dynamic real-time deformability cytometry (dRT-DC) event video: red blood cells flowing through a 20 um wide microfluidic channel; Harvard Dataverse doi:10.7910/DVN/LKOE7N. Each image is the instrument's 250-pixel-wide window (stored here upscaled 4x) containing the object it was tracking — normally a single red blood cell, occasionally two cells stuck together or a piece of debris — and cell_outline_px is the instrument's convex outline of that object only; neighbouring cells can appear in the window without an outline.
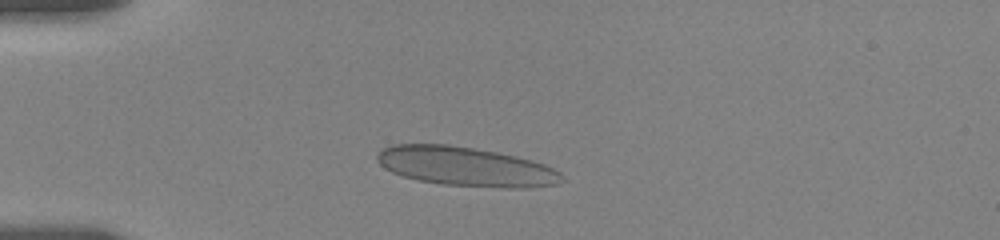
{"species": "human", "species_latin": "Homo sapiens", "temperature_condition": "room temperature", "stored_images_in_passage": 31, "camera_frame_rate_fps": 3000, "um_per_image_px": 0.085, "donor": {"sex": "female"}, "frame": {"image": 1, "passage_image": 8, "time_ms": 3.0, "image_size_px": [1000, 240], "cell_outline_px": [[568, 180], [556, 184], [524, 188], [504, 188], [444, 184], [420, 180], [404, 176], [392, 172], [384, 168], [376, 160], [376, 156], [384, 148], [392, 144], [448, 144], [496, 152], [544, 164], [560, 172]], "centroid_in_image_um": [39.6, 14.16], "position_along_channel_um": 45.4, "area_um2": 41.91}}
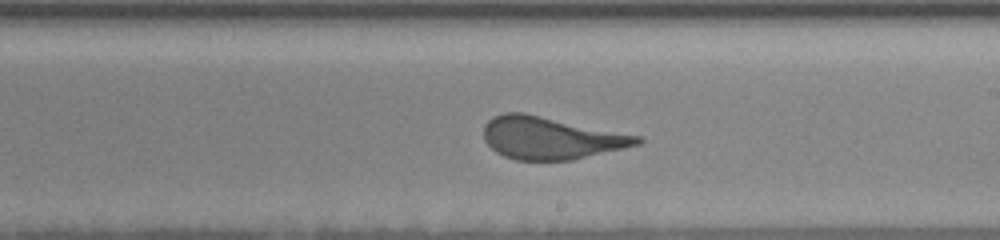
{"frame": {"image": 2, "passage_image": 18, "time_ms": 9.333, "image_size_px": [1000, 240], "cell_outline_px": [[644, 140], [640, 144], [624, 148], [572, 160], [516, 160], [504, 156], [496, 152], [484, 140], [484, 124], [488, 120], [504, 112], [524, 112], [640, 136]], "centroid_in_image_um": [46.81, 11.72], "position_along_channel_um": 242.2, "area_um2": 37.8}}
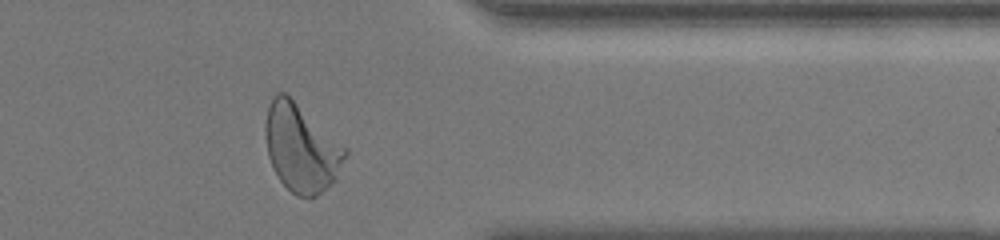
{"frame": {"image": 3, "passage_image": 28, "time_ms": 13.667, "image_size_px": [1000, 240], "cell_outline_px": [[348, 152], [336, 180], [316, 196], [296, 196], [280, 180], [268, 156], [264, 132], [264, 128], [268, 108], [272, 96], [276, 92], [284, 92], [348, 148]], "centroid_in_image_um": [25.61, 12.57], "position_along_channel_um": 385.8, "area_um2": 40.46}, "authors_computed_cell_mechanics": {"area_um2": 38.6682, "velocity_mm_per_s": 3.4969, "shape_relaxation_time_tau1_ms": 4.6485, "shape_relaxation_time_tau2_ms": null, "deformation_change_tau1": 0.1455, "deformation_change_tau2": null}}